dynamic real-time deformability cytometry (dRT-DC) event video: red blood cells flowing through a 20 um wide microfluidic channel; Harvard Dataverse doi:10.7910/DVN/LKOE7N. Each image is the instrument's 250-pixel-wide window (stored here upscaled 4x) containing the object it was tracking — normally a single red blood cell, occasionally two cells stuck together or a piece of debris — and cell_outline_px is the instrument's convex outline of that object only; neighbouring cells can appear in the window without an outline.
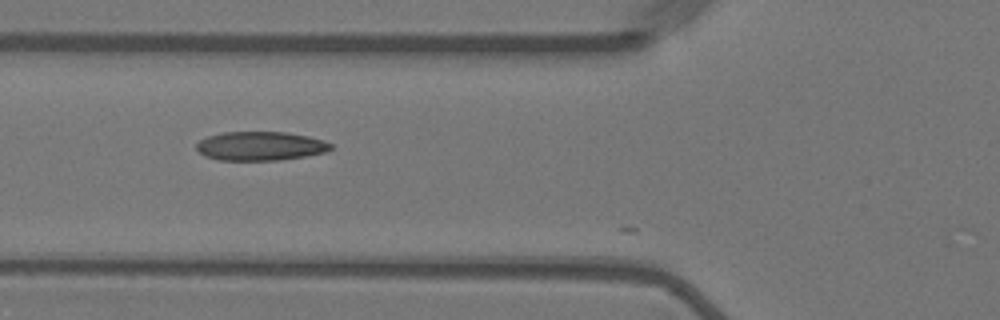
{"species": "Egyptian fruit bat (a non-hibernating species)", "species_latin": "Rousettus aegyptiacus", "temperature_condition": "warm", "stored_images_in_passage": 14, "camera_frame_rate_fps": 3000, "um_per_image_px": 0.085, "animal": {"sex": "female"}, "frame": {"image": 1, "passage_image": 4, "time_ms": 1.0, "image_size_px": [1000, 320], "cell_outline_px": [[332, 148], [328, 152], [280, 160], [220, 160], [204, 156], [196, 148], [196, 144], [200, 140], [208, 136], [224, 132], [288, 132], [308, 136], [324, 140], [332, 144]], "centroid_in_image_um": [22.16, 12.41], "position_along_channel_um": 103.6, "area_um2": 22.72}}
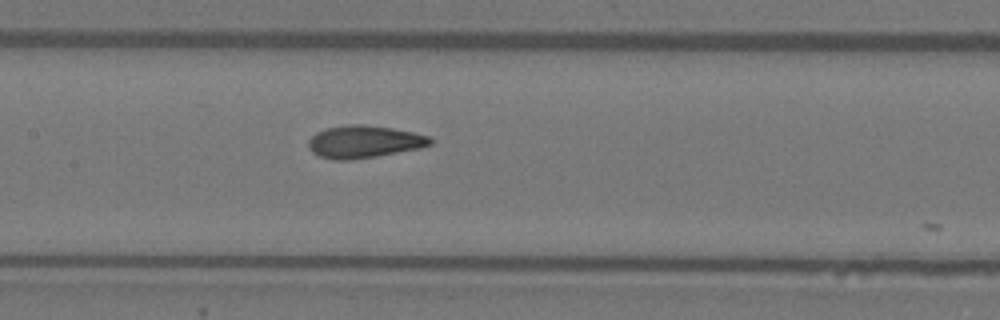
{"frame": {"image": 2, "passage_image": 10, "time_ms": 3.0, "image_size_px": [1000, 320], "cell_outline_px": [[432, 144], [420, 148], [376, 156], [348, 160], [332, 160], [320, 156], [312, 152], [308, 148], [308, 140], [316, 132], [324, 128], [348, 124], [364, 124], [392, 128], [412, 132], [428, 136], [432, 140]], "centroid_in_image_um": [30.9, 12.04], "position_along_channel_um": 176.5, "area_um2": 23.06}}
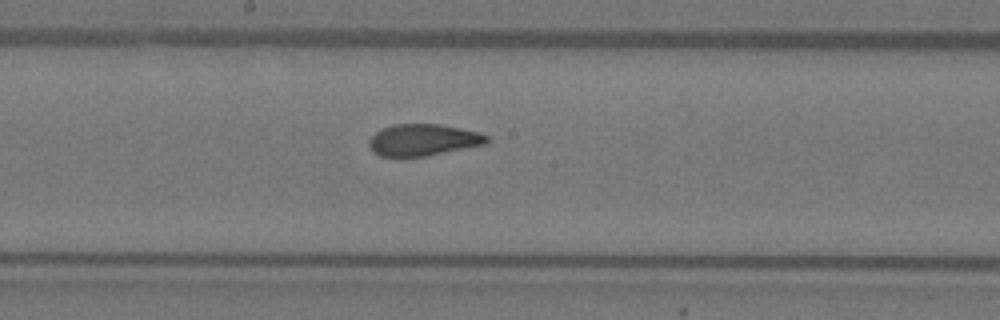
{"frame": {"image": 3, "passage_image": 13, "time_ms": 4.0, "image_size_px": [1000, 320], "cell_outline_px": [[488, 144], [424, 156], [380, 156], [372, 152], [368, 144], [368, 140], [380, 128], [392, 124], [440, 124], [480, 132], [488, 136]], "centroid_in_image_um": [35.95, 11.88], "position_along_channel_um": 212.2, "area_um2": 21.85}}